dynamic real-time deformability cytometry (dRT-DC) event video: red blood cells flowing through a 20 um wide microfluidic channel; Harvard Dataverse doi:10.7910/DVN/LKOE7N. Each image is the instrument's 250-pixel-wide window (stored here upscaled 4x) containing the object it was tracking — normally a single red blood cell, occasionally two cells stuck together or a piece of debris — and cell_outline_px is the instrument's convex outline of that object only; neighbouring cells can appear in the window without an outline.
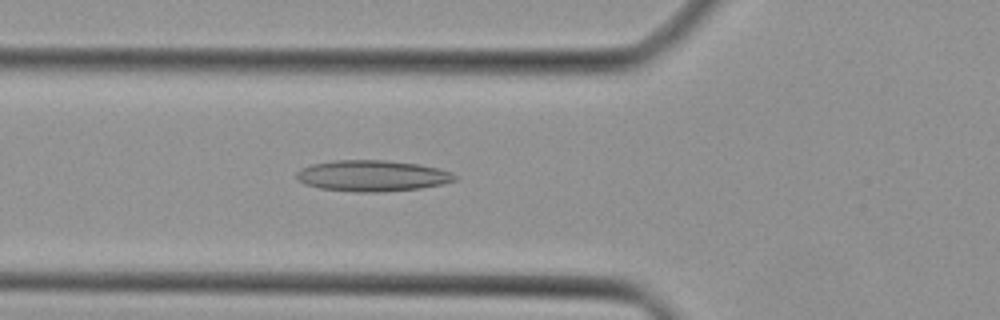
{"species": "Egyptian fruit bat (a non-hibernating species)", "species_latin": "Rousettus aegyptiacus", "temperature_condition": "cold", "stored_images_in_passage": 31, "camera_frame_rate_fps": 3000, "um_per_image_px": 0.085, "animal": {"sex": "female"}, "frame": {"image": 1, "passage_image": 5, "time_ms": 1.333, "image_size_px": [1000, 320], "cell_outline_px": [[456, 180], [440, 184], [420, 188], [380, 192], [360, 192], [320, 188], [304, 184], [296, 180], [296, 172], [300, 168], [312, 164], [336, 160], [384, 160], [416, 164], [440, 168], [456, 176]], "centroid_in_image_um": [31.58, 14.94], "position_along_channel_um": 94.2, "area_um2": 28.5}}
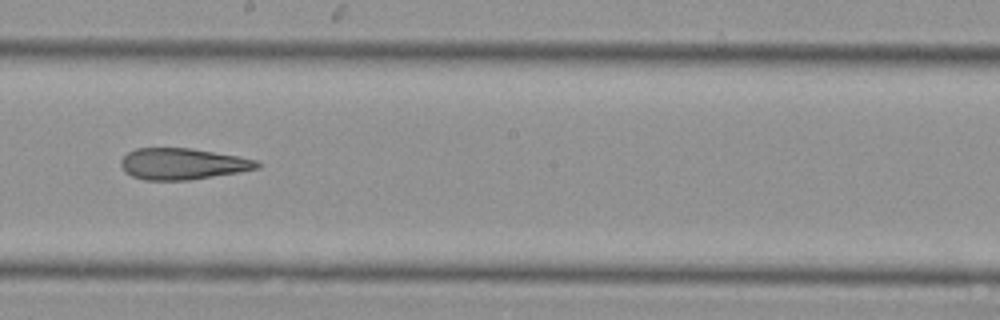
{"frame": {"image": 2, "passage_image": 14, "time_ms": 4.333, "image_size_px": [1000, 320], "cell_outline_px": [[260, 168], [240, 172], [188, 180], [144, 180], [132, 176], [124, 172], [120, 164], [120, 160], [128, 152], [136, 148], [188, 148], [236, 156], [256, 160], [260, 164]], "centroid_in_image_um": [15.48, 13.94], "position_along_channel_um": 232.7, "area_um2": 24.74}}
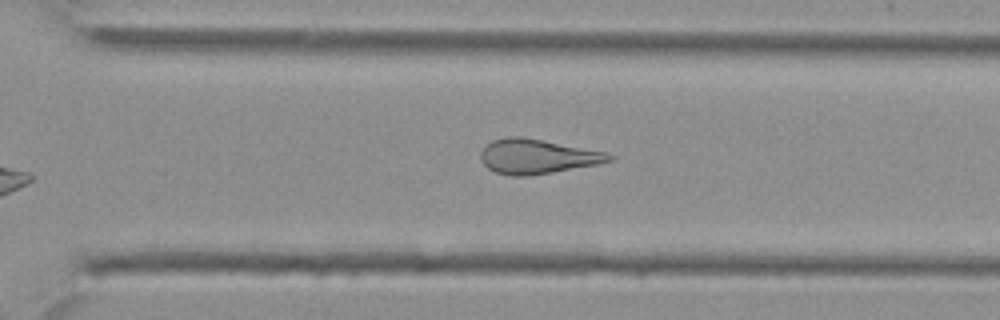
{"frame": {"image": 3, "passage_image": 20, "time_ms": 6.333, "image_size_px": [1000, 320], "cell_outline_px": [[616, 156], [612, 160], [600, 164], [528, 176], [508, 176], [496, 172], [488, 168], [480, 160], [480, 152], [492, 140], [508, 136], [520, 136], [608, 152]], "centroid_in_image_um": [45.68, 13.3], "position_along_channel_um": 324.9, "area_um2": 26.01}}